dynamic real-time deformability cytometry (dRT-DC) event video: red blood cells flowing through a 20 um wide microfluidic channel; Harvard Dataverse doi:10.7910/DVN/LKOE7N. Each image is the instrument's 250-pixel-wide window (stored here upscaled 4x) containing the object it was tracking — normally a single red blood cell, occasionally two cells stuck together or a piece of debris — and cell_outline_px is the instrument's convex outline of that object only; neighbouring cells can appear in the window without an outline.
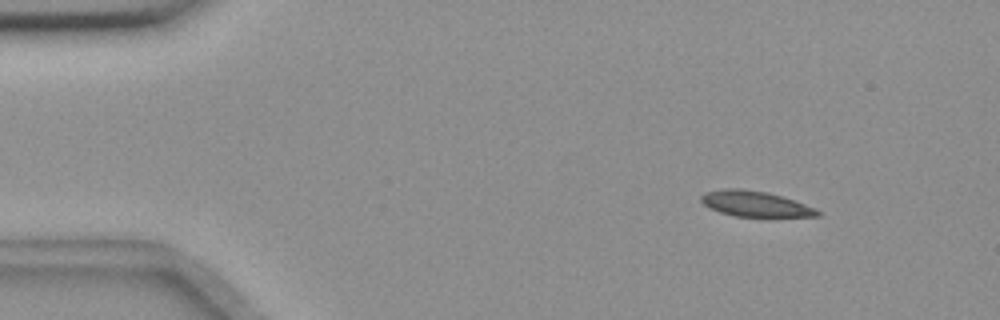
{"species": "common noctule bat (a hibernating species)", "species_latin": "Nyctalus noctula", "temperature_condition": "room temperature", "stored_images_in_passage": 51, "segment_of_instrument_passage": [1, 2], "camera_frame_rate_fps": 3000, "um_per_image_px": 0.085, "animal": {"sex": "female", "body_mass_g": 18.4}, "frame": {"image": 1, "passage_image": 1, "time_ms": 0.0, "image_size_px": [1000, 320], "cell_outline_px": [[820, 216], [736, 216], [720, 212], [708, 208], [700, 200], [700, 196], [704, 192], [724, 188], [740, 188], [768, 192], [816, 208], [820, 212]], "centroid_in_image_um": [64.12, 17.31], "position_along_channel_um": 20.9, "area_um2": 17.17}}
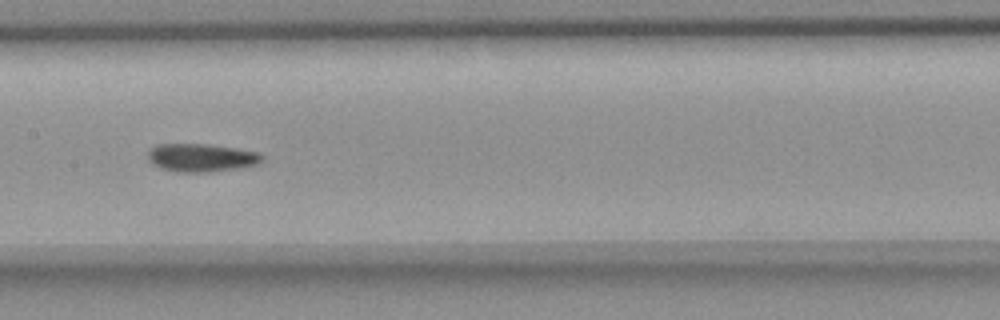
{"frame": {"image": 2, "passage_image": 22, "time_ms": 7.0, "image_size_px": [1000, 320], "cell_outline_px": [[264, 160], [256, 164], [240, 168], [212, 172], [180, 172], [160, 168], [152, 164], [148, 160], [148, 148], [156, 144], [208, 144], [236, 148], [260, 152], [264, 156]], "centroid_in_image_um": [17.11, 13.4], "position_along_channel_um": 190.3, "area_um2": 19.02}}
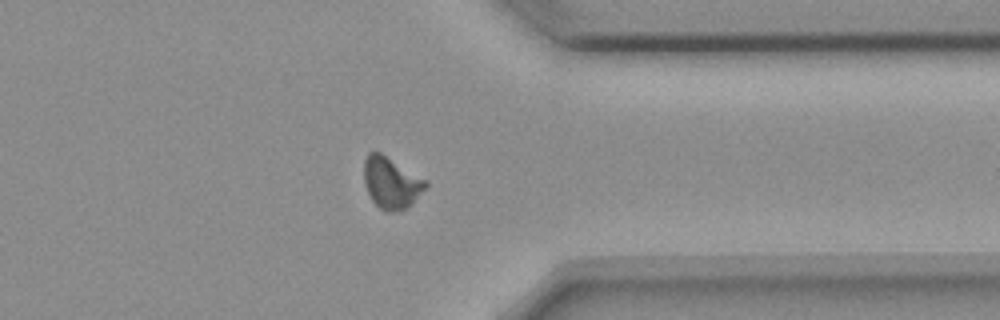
{"frame": {"image": 3, "passage_image": 38, "time_ms": 12.333, "image_size_px": [1000, 320], "cell_outline_px": [[428, 184], [412, 204], [404, 208], [392, 212], [384, 212], [372, 200], [368, 192], [364, 180], [364, 160], [368, 152], [380, 152], [428, 180]], "centroid_in_image_um": [33.26, 15.52], "position_along_channel_um": 378.1, "area_um2": 18.44}}